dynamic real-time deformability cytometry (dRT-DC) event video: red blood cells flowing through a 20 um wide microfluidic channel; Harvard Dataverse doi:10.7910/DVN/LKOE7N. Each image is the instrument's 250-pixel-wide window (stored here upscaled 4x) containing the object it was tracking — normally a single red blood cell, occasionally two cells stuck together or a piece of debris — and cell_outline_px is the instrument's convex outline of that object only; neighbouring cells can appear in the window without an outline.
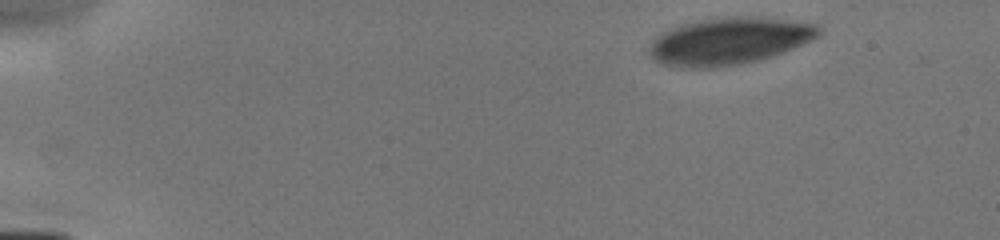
{"species": "human", "species_latin": "Homo sapiens", "temperature_condition": "cold", "stored_images_in_passage": 8, "camera_frame_rate_fps": 3000, "um_per_image_px": 0.085, "donor": {"sex": "male"}, "frame": {"image": 1, "passage_image": 1, "time_ms": 0.0, "image_size_px": [1000, 240], "cell_outline_px": [[820, 36], [812, 40], [784, 52], [760, 60], [744, 64], [712, 68], [680, 68], [660, 64], [652, 60], [648, 52], [648, 48], [652, 40], [660, 32], [680, 24], [700, 20], [732, 16], [752, 16], [788, 20], [816, 24], [820, 28]], "centroid_in_image_um": [61.92, 3.51], "position_along_channel_um": 23.1, "area_um2": 47.16}}
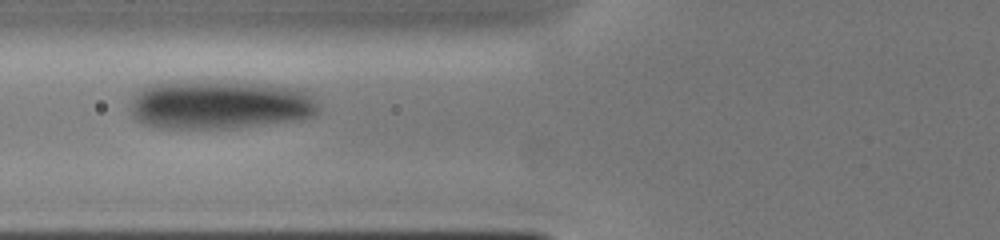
{"frame": {"image": 2, "passage_image": 6, "time_ms": 4.667, "image_size_px": [1000, 240], "cell_outline_px": [[320, 112], [312, 116], [300, 120], [228, 128], [160, 128], [144, 124], [136, 120], [132, 116], [132, 96], [144, 84], [160, 80], [236, 80], [300, 88], [312, 92], [320, 104]], "centroid_in_image_um": [18.69, 8.84], "position_along_channel_um": 107.1, "area_um2": 55.72}}
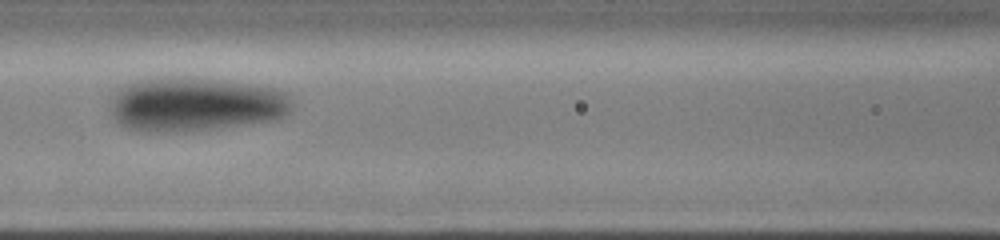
{"frame": {"image": 3, "passage_image": 7, "time_ms": 5.667, "image_size_px": [1000, 240], "cell_outline_px": [[292, 108], [288, 112], [276, 120], [252, 124], [184, 132], [148, 132], [128, 128], [120, 124], [112, 116], [108, 100], [116, 88], [136, 80], [168, 76], [184, 76], [224, 80], [276, 88], [288, 92], [292, 104]], "centroid_in_image_um": [16.57, 8.86], "position_along_channel_um": 150.0, "area_um2": 58.61}}